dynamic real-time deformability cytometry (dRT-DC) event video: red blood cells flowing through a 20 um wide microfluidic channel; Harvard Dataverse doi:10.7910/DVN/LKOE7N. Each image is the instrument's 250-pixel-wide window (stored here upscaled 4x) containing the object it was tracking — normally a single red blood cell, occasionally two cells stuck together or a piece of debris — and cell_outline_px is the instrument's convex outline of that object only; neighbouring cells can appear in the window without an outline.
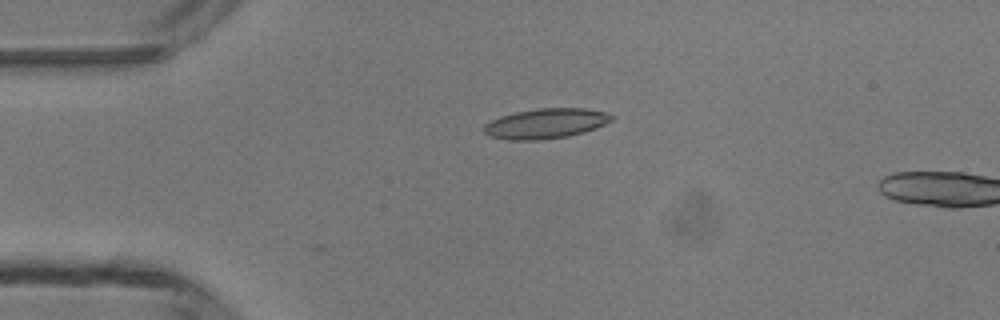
{"species": "common noctule bat (a hibernating species)", "species_latin": "Nyctalus noctula", "temperature_condition": "room temperature", "stored_images_in_passage": 5, "camera_frame_rate_fps": 3000, "um_per_image_px": 0.085, "animal": {"sex": "male", "body_mass_g": 13.3}, "frame": {"image": 1, "passage_image": 4, "time_ms": 3.333, "image_size_px": [1000, 320], "cell_outline_px": [[616, 116], [612, 120], [604, 124], [568, 136], [540, 140], [508, 140], [488, 136], [484, 132], [484, 124], [500, 116], [516, 112], [540, 108], [584, 108], [604, 112]], "centroid_in_image_um": [46.35, 10.5], "position_along_channel_um": 38.7, "area_um2": 22.14}}